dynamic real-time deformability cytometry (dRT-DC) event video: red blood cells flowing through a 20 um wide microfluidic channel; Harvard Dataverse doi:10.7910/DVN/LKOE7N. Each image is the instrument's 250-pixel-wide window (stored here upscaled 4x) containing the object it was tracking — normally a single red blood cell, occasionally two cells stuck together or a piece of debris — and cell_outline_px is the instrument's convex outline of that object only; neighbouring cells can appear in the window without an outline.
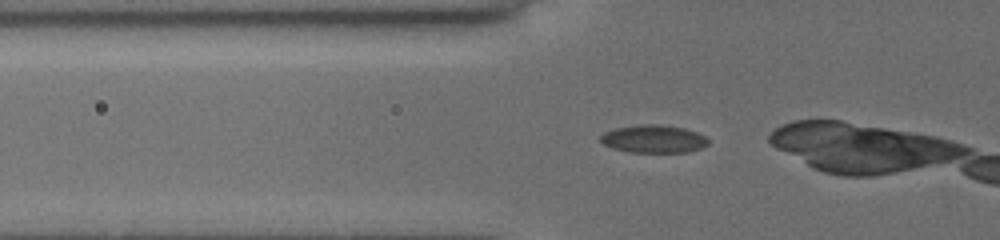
{"species": "common noctule bat (a hibernating species)", "species_latin": "Nyctalus noctula", "temperature_condition": "cold", "stored_images_in_passage": 26, "camera_frame_rate_fps": 3000, "um_per_image_px": 0.085, "animal": {"sex": "female", "body_mass_g": 19.5, "forearm_length_mm": 54.1}, "frame": {"image": 1, "passage_image": 14, "time_ms": 4.333, "image_size_px": [1000, 240], "cell_outline_px": [[708, 144], [700, 148], [688, 152], [628, 152], [612, 148], [604, 144], [600, 140], [600, 136], [604, 132], [616, 128], [640, 124], [660, 124], [684, 128], [696, 132], [704, 136], [708, 140]], "centroid_in_image_um": [55.54, 11.81], "position_along_channel_um": 70.3, "area_um2": 17.46}}
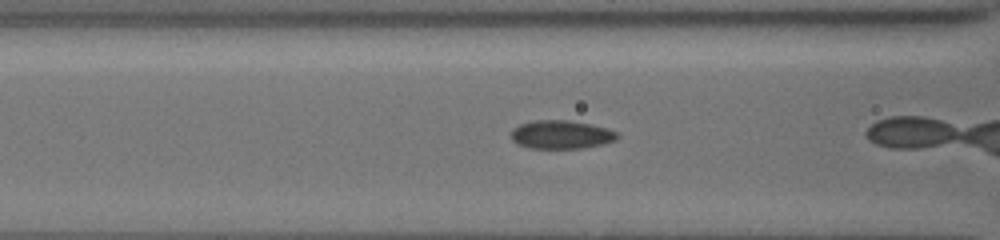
{"frame": {"image": 2, "passage_image": 18, "time_ms": 5.667, "image_size_px": [1000, 240], "cell_outline_px": [[616, 140], [604, 144], [584, 148], [528, 148], [516, 144], [512, 140], [512, 128], [520, 124], [532, 120], [568, 120], [588, 124], [604, 128], [616, 132]], "centroid_in_image_um": [47.64, 11.45], "position_along_channel_um": 119.0, "area_um2": 17.51}}